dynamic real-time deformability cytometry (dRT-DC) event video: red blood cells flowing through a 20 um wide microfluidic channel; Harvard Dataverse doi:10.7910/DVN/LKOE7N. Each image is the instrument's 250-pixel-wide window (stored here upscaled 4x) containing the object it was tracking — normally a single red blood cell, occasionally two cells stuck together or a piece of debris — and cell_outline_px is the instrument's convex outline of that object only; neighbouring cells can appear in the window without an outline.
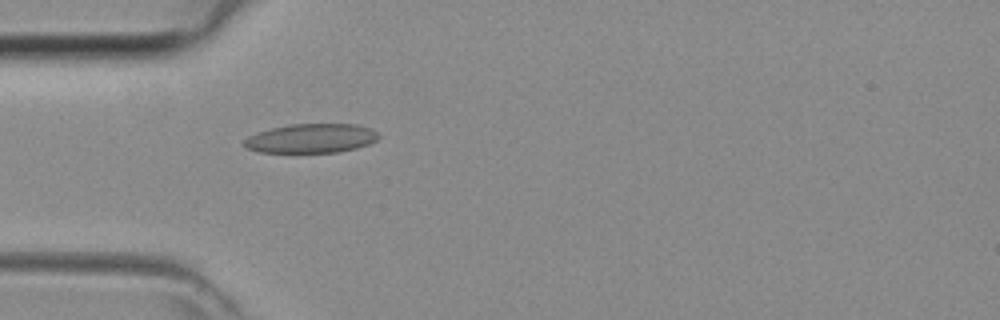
{"species": "common noctule bat (a hibernating species)", "species_latin": "Nyctalus noctula", "temperature_condition": "room temperature", "stored_images_in_passage": 32, "camera_frame_rate_fps": 3000, "um_per_image_px": 0.085, "animal": {"sex": "female", "body_mass_g": 29.2, "forearm_length_mm": 56.3}, "frame": {"image": 1, "passage_image": 1, "time_ms": 0.0, "image_size_px": [1000, 320], "cell_outline_px": [[380, 136], [376, 140], [368, 144], [356, 148], [336, 152], [256, 152], [248, 148], [244, 144], [244, 140], [248, 136], [256, 132], [288, 124], [356, 124], [372, 128]], "centroid_in_image_um": [26.45, 11.75], "position_along_channel_um": 58.6, "area_um2": 22.83}}
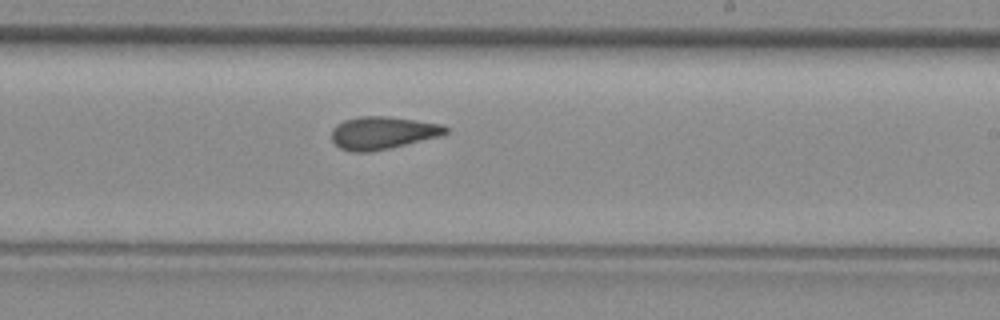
{"frame": {"image": 2, "passage_image": 14, "time_ms": 4.333, "image_size_px": [1000, 320], "cell_outline_px": [[448, 132], [440, 136], [388, 148], [368, 152], [352, 152], [340, 148], [332, 140], [332, 128], [336, 124], [344, 120], [360, 116], [384, 116], [416, 120], [444, 124], [448, 128]], "centroid_in_image_um": [32.52, 11.28], "position_along_channel_um": 256.5, "area_um2": 21.62}}
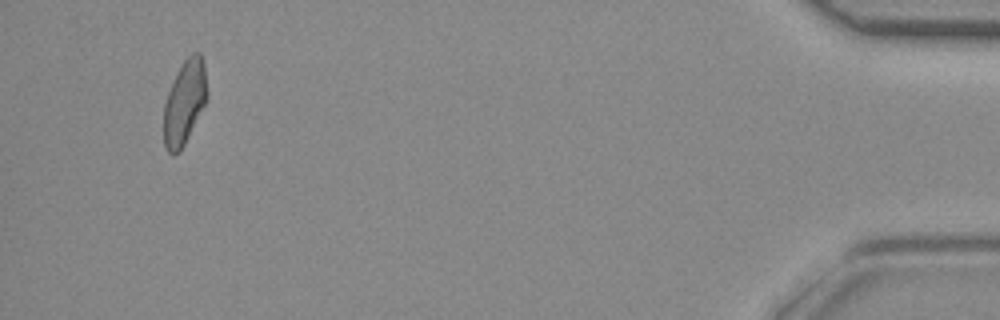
{"frame": {"image": 3, "passage_image": 30, "time_ms": 9.667, "image_size_px": [1000, 320], "cell_outline_px": [[208, 100], [180, 152], [172, 156], [168, 152], [164, 144], [164, 104], [168, 92], [176, 72], [184, 60], [192, 52], [200, 52], [204, 64], [208, 92]], "centroid_in_image_um": [15.7, 8.7], "position_along_channel_um": 419.5, "area_um2": 21.56}}